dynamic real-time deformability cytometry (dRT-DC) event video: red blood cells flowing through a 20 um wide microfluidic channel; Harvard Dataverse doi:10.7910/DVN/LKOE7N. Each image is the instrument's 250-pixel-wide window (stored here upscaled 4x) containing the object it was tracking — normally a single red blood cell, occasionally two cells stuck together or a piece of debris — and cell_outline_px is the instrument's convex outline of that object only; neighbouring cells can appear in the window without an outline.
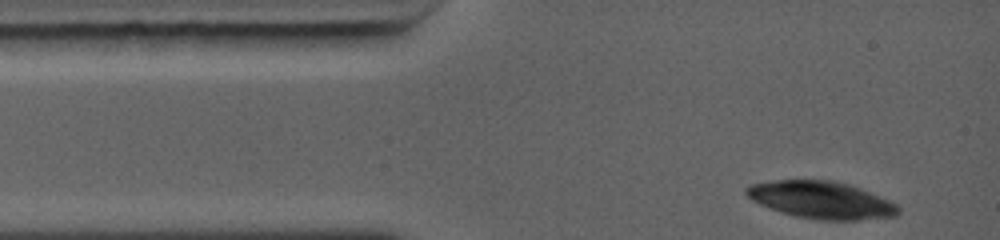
{"species": "common noctule bat (a hibernating species)", "species_latin": "Nyctalus noctula", "temperature_condition": "warm", "stored_images_in_passage": 3, "camera_frame_rate_fps": 5000, "um_per_image_px": 0.085, "animal": {"sex": "female", "body_mass_g": 19.0, "forearm_length_mm": 56.7}, "frame": {"image": 1, "passage_image": 1, "time_ms": 0.0, "image_size_px": [1000, 240], "cell_outline_px": [[900, 212], [896, 216], [860, 220], [816, 220], [796, 216], [780, 212], [768, 208], [752, 200], [744, 192], [744, 188], [752, 184], [772, 180], [836, 180], [860, 188], [888, 200], [896, 204], [900, 208]], "centroid_in_image_um": [69.79, 17.0], "position_along_channel_um": 15.2, "area_um2": 33.12}}